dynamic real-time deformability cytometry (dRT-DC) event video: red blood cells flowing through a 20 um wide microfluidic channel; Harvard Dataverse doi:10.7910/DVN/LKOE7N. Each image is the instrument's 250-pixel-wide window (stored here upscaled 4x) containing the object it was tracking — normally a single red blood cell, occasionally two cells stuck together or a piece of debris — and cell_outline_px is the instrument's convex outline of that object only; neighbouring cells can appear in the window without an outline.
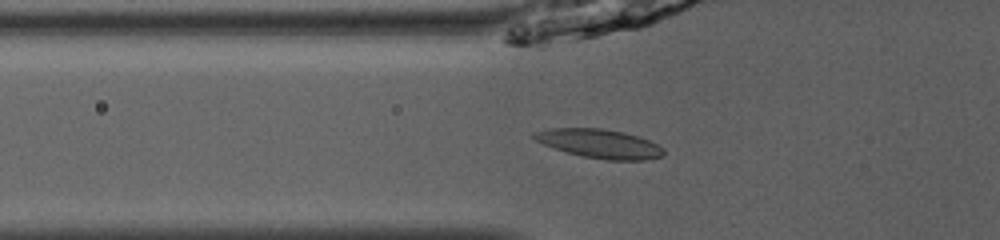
{"species": "common noctule bat (a hibernating species)", "species_latin": "Nyctalus noctula", "temperature_condition": "room temperature", "stored_images_in_passage": 53, "camera_frame_rate_fps": 3000, "um_per_image_px": 0.085, "animal": {"sex": "male", "body_mass_g": 13.0, "forearm_length_mm": 53.1}, "frame": {"image": 1, "passage_image": 20, "time_ms": 6.333, "image_size_px": [1000, 240], "cell_outline_px": [[664, 156], [644, 160], [608, 160], [584, 156], [568, 152], [544, 144], [536, 140], [532, 136], [532, 132], [552, 128], [600, 128], [624, 132], [648, 140], [664, 148]], "centroid_in_image_um": [50.98, 12.2], "position_along_channel_um": 74.8, "area_um2": 21.56}}
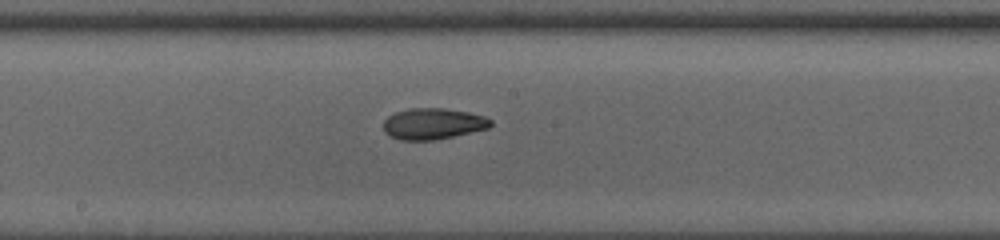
{"frame": {"image": 2, "passage_image": 30, "time_ms": 9.667, "image_size_px": [1000, 240], "cell_outline_px": [[492, 124], [488, 128], [452, 136], [432, 140], [400, 140], [384, 132], [384, 120], [388, 116], [396, 112], [408, 108], [444, 108], [468, 112], [484, 116], [492, 120]], "centroid_in_image_um": [36.79, 10.51], "position_along_channel_um": 211.4, "area_um2": 19.31}}
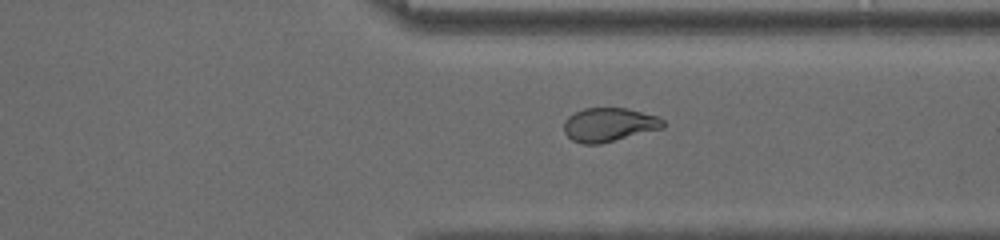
{"frame": {"image": 3, "passage_image": 41, "time_ms": 13.333, "image_size_px": [1000, 240], "cell_outline_px": [[664, 128], [600, 144], [584, 144], [572, 140], [564, 132], [564, 120], [568, 116], [584, 108], [628, 108], [656, 116], [664, 120]], "centroid_in_image_um": [51.76, 10.6], "position_along_channel_um": 359.6, "area_um2": 19.54}}